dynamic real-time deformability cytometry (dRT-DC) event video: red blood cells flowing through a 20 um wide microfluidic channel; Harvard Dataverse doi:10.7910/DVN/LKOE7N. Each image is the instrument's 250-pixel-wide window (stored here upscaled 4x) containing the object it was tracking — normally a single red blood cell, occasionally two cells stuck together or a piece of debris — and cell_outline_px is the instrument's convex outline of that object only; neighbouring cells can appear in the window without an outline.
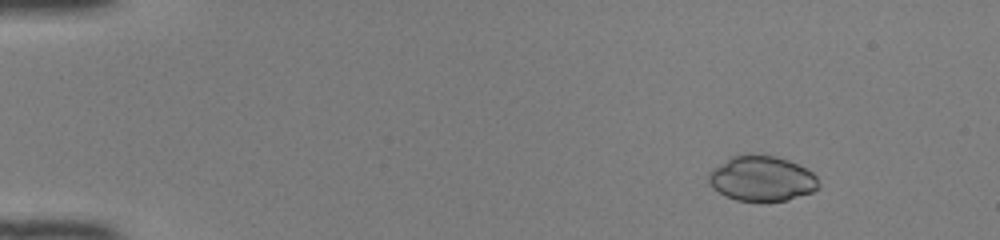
{"species": "common noctule bat (a hibernating species)", "species_latin": "Nyctalus noctula", "temperature_condition": "room temperature", "stored_images_in_passage": 44, "camera_frame_rate_fps": 3000, "um_per_image_px": 0.085, "animal": {"sex": "female", "body_mass_g": 22.0, "forearm_length_mm": 56.7}, "frame": {"image": 1, "passage_image": 1, "time_ms": 0.0, "image_size_px": [1000, 240], "cell_outline_px": [[820, 188], [812, 192], [788, 200], [764, 204], [736, 200], [724, 196], [712, 188], [708, 184], [708, 172], [712, 168], [732, 156], [748, 152], [752, 152], [776, 156], [788, 160], [812, 172], [816, 176], [820, 184]], "centroid_in_image_um": [64.72, 15.2], "position_along_channel_um": 20.3, "area_um2": 30.11}}